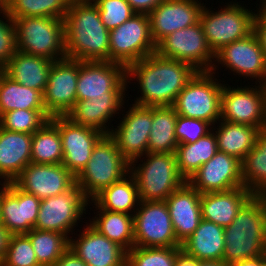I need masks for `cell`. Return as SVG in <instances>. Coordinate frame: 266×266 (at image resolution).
<instances>
[{
	"label": "cell",
	"instance_id": "6da1fadb",
	"mask_svg": "<svg viewBox=\"0 0 266 266\" xmlns=\"http://www.w3.org/2000/svg\"><path fill=\"white\" fill-rule=\"evenodd\" d=\"M197 70L189 63L161 57L156 52L131 64L126 69L128 87L137 81L136 105L145 107L173 106L178 94ZM135 79V80H134Z\"/></svg>",
	"mask_w": 266,
	"mask_h": 266
},
{
	"label": "cell",
	"instance_id": "7a4b0ae2",
	"mask_svg": "<svg viewBox=\"0 0 266 266\" xmlns=\"http://www.w3.org/2000/svg\"><path fill=\"white\" fill-rule=\"evenodd\" d=\"M67 58L109 61V30L93 0H71L64 18Z\"/></svg>",
	"mask_w": 266,
	"mask_h": 266
},
{
	"label": "cell",
	"instance_id": "3957f363",
	"mask_svg": "<svg viewBox=\"0 0 266 266\" xmlns=\"http://www.w3.org/2000/svg\"><path fill=\"white\" fill-rule=\"evenodd\" d=\"M224 239L226 265L266 255V195H253L241 207Z\"/></svg>",
	"mask_w": 266,
	"mask_h": 266
},
{
	"label": "cell",
	"instance_id": "277c9868",
	"mask_svg": "<svg viewBox=\"0 0 266 266\" xmlns=\"http://www.w3.org/2000/svg\"><path fill=\"white\" fill-rule=\"evenodd\" d=\"M142 157L130 163L140 201H165L187 182L179 172L175 153L147 152Z\"/></svg>",
	"mask_w": 266,
	"mask_h": 266
},
{
	"label": "cell",
	"instance_id": "5b68a950",
	"mask_svg": "<svg viewBox=\"0 0 266 266\" xmlns=\"http://www.w3.org/2000/svg\"><path fill=\"white\" fill-rule=\"evenodd\" d=\"M235 1V2H234ZM232 0L219 7L215 12L213 6L209 9L204 5L200 14L199 22L208 45L216 54L224 46L236 40L243 39L254 31V18L257 9L241 5L242 3ZM256 11V12H255Z\"/></svg>",
	"mask_w": 266,
	"mask_h": 266
},
{
	"label": "cell",
	"instance_id": "8992f818",
	"mask_svg": "<svg viewBox=\"0 0 266 266\" xmlns=\"http://www.w3.org/2000/svg\"><path fill=\"white\" fill-rule=\"evenodd\" d=\"M130 172V163L108 134L96 143L87 165L76 176V184L90 201L104 188L121 180Z\"/></svg>",
	"mask_w": 266,
	"mask_h": 266
},
{
	"label": "cell",
	"instance_id": "52a82bcc",
	"mask_svg": "<svg viewBox=\"0 0 266 266\" xmlns=\"http://www.w3.org/2000/svg\"><path fill=\"white\" fill-rule=\"evenodd\" d=\"M14 21L17 51L51 61L67 57L65 24L54 17H21Z\"/></svg>",
	"mask_w": 266,
	"mask_h": 266
},
{
	"label": "cell",
	"instance_id": "ba28073f",
	"mask_svg": "<svg viewBox=\"0 0 266 266\" xmlns=\"http://www.w3.org/2000/svg\"><path fill=\"white\" fill-rule=\"evenodd\" d=\"M219 72L197 71L178 94L173 107L176 114L207 121L212 126L221 118L222 80ZM220 80V81H218Z\"/></svg>",
	"mask_w": 266,
	"mask_h": 266
},
{
	"label": "cell",
	"instance_id": "9c48e42d",
	"mask_svg": "<svg viewBox=\"0 0 266 266\" xmlns=\"http://www.w3.org/2000/svg\"><path fill=\"white\" fill-rule=\"evenodd\" d=\"M156 52L148 14H135L109 32V61L126 69L133 63Z\"/></svg>",
	"mask_w": 266,
	"mask_h": 266
},
{
	"label": "cell",
	"instance_id": "30bf717a",
	"mask_svg": "<svg viewBox=\"0 0 266 266\" xmlns=\"http://www.w3.org/2000/svg\"><path fill=\"white\" fill-rule=\"evenodd\" d=\"M88 202L77 184L62 194L42 199L34 228L62 233L70 238L77 234L73 232L74 228L83 221L82 217L89 209Z\"/></svg>",
	"mask_w": 266,
	"mask_h": 266
},
{
	"label": "cell",
	"instance_id": "8fae6325",
	"mask_svg": "<svg viewBox=\"0 0 266 266\" xmlns=\"http://www.w3.org/2000/svg\"><path fill=\"white\" fill-rule=\"evenodd\" d=\"M126 68L111 61H79L77 101L99 97H126Z\"/></svg>",
	"mask_w": 266,
	"mask_h": 266
},
{
	"label": "cell",
	"instance_id": "7c38bea8",
	"mask_svg": "<svg viewBox=\"0 0 266 266\" xmlns=\"http://www.w3.org/2000/svg\"><path fill=\"white\" fill-rule=\"evenodd\" d=\"M253 84L231 87L223 83L220 120L266 128V85Z\"/></svg>",
	"mask_w": 266,
	"mask_h": 266
},
{
	"label": "cell",
	"instance_id": "4fadbf2b",
	"mask_svg": "<svg viewBox=\"0 0 266 266\" xmlns=\"http://www.w3.org/2000/svg\"><path fill=\"white\" fill-rule=\"evenodd\" d=\"M156 53L189 63L197 71H211L215 62V54L208 45L200 22L164 37L156 45Z\"/></svg>",
	"mask_w": 266,
	"mask_h": 266
},
{
	"label": "cell",
	"instance_id": "5bb4252c",
	"mask_svg": "<svg viewBox=\"0 0 266 266\" xmlns=\"http://www.w3.org/2000/svg\"><path fill=\"white\" fill-rule=\"evenodd\" d=\"M134 246L181 247L165 201H140L133 215Z\"/></svg>",
	"mask_w": 266,
	"mask_h": 266
},
{
	"label": "cell",
	"instance_id": "9a60e30c",
	"mask_svg": "<svg viewBox=\"0 0 266 266\" xmlns=\"http://www.w3.org/2000/svg\"><path fill=\"white\" fill-rule=\"evenodd\" d=\"M220 64L221 67H226L224 71L227 69L229 73H233L234 77L235 75L242 76L244 80L250 77L251 79L247 81L253 82L255 79V84L266 85V60L254 32L219 50L215 54V62L211 71L215 73L219 70Z\"/></svg>",
	"mask_w": 266,
	"mask_h": 266
},
{
	"label": "cell",
	"instance_id": "2e32d148",
	"mask_svg": "<svg viewBox=\"0 0 266 266\" xmlns=\"http://www.w3.org/2000/svg\"><path fill=\"white\" fill-rule=\"evenodd\" d=\"M128 111L122 107L123 115L110 136L115 140L123 157L131 163L145 155L148 150V139L152 128V107L130 104Z\"/></svg>",
	"mask_w": 266,
	"mask_h": 266
},
{
	"label": "cell",
	"instance_id": "e0dca14e",
	"mask_svg": "<svg viewBox=\"0 0 266 266\" xmlns=\"http://www.w3.org/2000/svg\"><path fill=\"white\" fill-rule=\"evenodd\" d=\"M79 60L64 58L53 62L43 93L45 111L50 117L65 116L77 101Z\"/></svg>",
	"mask_w": 266,
	"mask_h": 266
},
{
	"label": "cell",
	"instance_id": "ac0fdd59",
	"mask_svg": "<svg viewBox=\"0 0 266 266\" xmlns=\"http://www.w3.org/2000/svg\"><path fill=\"white\" fill-rule=\"evenodd\" d=\"M0 185V224L10 234L30 232L36 224L41 199L24 192L13 182Z\"/></svg>",
	"mask_w": 266,
	"mask_h": 266
},
{
	"label": "cell",
	"instance_id": "d6986e66",
	"mask_svg": "<svg viewBox=\"0 0 266 266\" xmlns=\"http://www.w3.org/2000/svg\"><path fill=\"white\" fill-rule=\"evenodd\" d=\"M50 121L61 135L62 164L76 177L87 165L96 143L104 134L93 128L72 123L65 116H54Z\"/></svg>",
	"mask_w": 266,
	"mask_h": 266
},
{
	"label": "cell",
	"instance_id": "ffe728a7",
	"mask_svg": "<svg viewBox=\"0 0 266 266\" xmlns=\"http://www.w3.org/2000/svg\"><path fill=\"white\" fill-rule=\"evenodd\" d=\"M13 183L42 200L70 190L76 177L63 164L29 163Z\"/></svg>",
	"mask_w": 266,
	"mask_h": 266
},
{
	"label": "cell",
	"instance_id": "44dd1931",
	"mask_svg": "<svg viewBox=\"0 0 266 266\" xmlns=\"http://www.w3.org/2000/svg\"><path fill=\"white\" fill-rule=\"evenodd\" d=\"M187 182L200 194L244 187L241 161L218 150Z\"/></svg>",
	"mask_w": 266,
	"mask_h": 266
},
{
	"label": "cell",
	"instance_id": "7402d4cb",
	"mask_svg": "<svg viewBox=\"0 0 266 266\" xmlns=\"http://www.w3.org/2000/svg\"><path fill=\"white\" fill-rule=\"evenodd\" d=\"M202 0H163L149 14L152 39L157 45L164 37L199 22Z\"/></svg>",
	"mask_w": 266,
	"mask_h": 266
},
{
	"label": "cell",
	"instance_id": "603a6c76",
	"mask_svg": "<svg viewBox=\"0 0 266 266\" xmlns=\"http://www.w3.org/2000/svg\"><path fill=\"white\" fill-rule=\"evenodd\" d=\"M75 239L69 238V247L88 266H126L127 251L116 242L100 234L89 223ZM86 227V228H85ZM78 236V237H77Z\"/></svg>",
	"mask_w": 266,
	"mask_h": 266
},
{
	"label": "cell",
	"instance_id": "cb8c5ba5",
	"mask_svg": "<svg viewBox=\"0 0 266 266\" xmlns=\"http://www.w3.org/2000/svg\"><path fill=\"white\" fill-rule=\"evenodd\" d=\"M201 194L188 182L168 196V207L177 240L182 244L197 229L202 217Z\"/></svg>",
	"mask_w": 266,
	"mask_h": 266
},
{
	"label": "cell",
	"instance_id": "d4e9b609",
	"mask_svg": "<svg viewBox=\"0 0 266 266\" xmlns=\"http://www.w3.org/2000/svg\"><path fill=\"white\" fill-rule=\"evenodd\" d=\"M126 99L127 97H99L76 101L65 117L72 123L90 127L108 135L114 127L111 124L114 117L116 114L119 115L123 106H126L124 105Z\"/></svg>",
	"mask_w": 266,
	"mask_h": 266
},
{
	"label": "cell",
	"instance_id": "484cf974",
	"mask_svg": "<svg viewBox=\"0 0 266 266\" xmlns=\"http://www.w3.org/2000/svg\"><path fill=\"white\" fill-rule=\"evenodd\" d=\"M32 134L5 130L0 126V184L13 182L31 163Z\"/></svg>",
	"mask_w": 266,
	"mask_h": 266
},
{
	"label": "cell",
	"instance_id": "4316f807",
	"mask_svg": "<svg viewBox=\"0 0 266 266\" xmlns=\"http://www.w3.org/2000/svg\"><path fill=\"white\" fill-rule=\"evenodd\" d=\"M253 195L245 187H237L223 192L202 193L201 217L224 228L230 226L237 212Z\"/></svg>",
	"mask_w": 266,
	"mask_h": 266
},
{
	"label": "cell",
	"instance_id": "83f0119b",
	"mask_svg": "<svg viewBox=\"0 0 266 266\" xmlns=\"http://www.w3.org/2000/svg\"><path fill=\"white\" fill-rule=\"evenodd\" d=\"M225 228L201 219L197 229L181 245L182 250L198 261H222Z\"/></svg>",
	"mask_w": 266,
	"mask_h": 266
},
{
	"label": "cell",
	"instance_id": "f1b7e54d",
	"mask_svg": "<svg viewBox=\"0 0 266 266\" xmlns=\"http://www.w3.org/2000/svg\"><path fill=\"white\" fill-rule=\"evenodd\" d=\"M54 61L17 51L2 71L14 81L44 93Z\"/></svg>",
	"mask_w": 266,
	"mask_h": 266
},
{
	"label": "cell",
	"instance_id": "f546056e",
	"mask_svg": "<svg viewBox=\"0 0 266 266\" xmlns=\"http://www.w3.org/2000/svg\"><path fill=\"white\" fill-rule=\"evenodd\" d=\"M91 204L97 212L92 219L89 218V224L126 251L131 250L134 247L133 215L101 209L93 200L88 202L90 210L93 208Z\"/></svg>",
	"mask_w": 266,
	"mask_h": 266
},
{
	"label": "cell",
	"instance_id": "4dcf8cb0",
	"mask_svg": "<svg viewBox=\"0 0 266 266\" xmlns=\"http://www.w3.org/2000/svg\"><path fill=\"white\" fill-rule=\"evenodd\" d=\"M212 130L216 134L218 150L237 158L241 162L255 146L260 131V129L250 125L225 120H220L217 126H212Z\"/></svg>",
	"mask_w": 266,
	"mask_h": 266
},
{
	"label": "cell",
	"instance_id": "1f68e13d",
	"mask_svg": "<svg viewBox=\"0 0 266 266\" xmlns=\"http://www.w3.org/2000/svg\"><path fill=\"white\" fill-rule=\"evenodd\" d=\"M92 200L101 209L134 215L140 203L134 176L129 172L121 180L104 188Z\"/></svg>",
	"mask_w": 266,
	"mask_h": 266
},
{
	"label": "cell",
	"instance_id": "d6a6232c",
	"mask_svg": "<svg viewBox=\"0 0 266 266\" xmlns=\"http://www.w3.org/2000/svg\"><path fill=\"white\" fill-rule=\"evenodd\" d=\"M45 111L43 93L27 88L0 72V117L11 110Z\"/></svg>",
	"mask_w": 266,
	"mask_h": 266
},
{
	"label": "cell",
	"instance_id": "836d02e7",
	"mask_svg": "<svg viewBox=\"0 0 266 266\" xmlns=\"http://www.w3.org/2000/svg\"><path fill=\"white\" fill-rule=\"evenodd\" d=\"M177 114L173 106L152 107V128L148 139V152L175 153Z\"/></svg>",
	"mask_w": 266,
	"mask_h": 266
},
{
	"label": "cell",
	"instance_id": "e575fe53",
	"mask_svg": "<svg viewBox=\"0 0 266 266\" xmlns=\"http://www.w3.org/2000/svg\"><path fill=\"white\" fill-rule=\"evenodd\" d=\"M217 151L216 134L213 130L194 143L178 144L175 155L179 172L188 181Z\"/></svg>",
	"mask_w": 266,
	"mask_h": 266
},
{
	"label": "cell",
	"instance_id": "d590c367",
	"mask_svg": "<svg viewBox=\"0 0 266 266\" xmlns=\"http://www.w3.org/2000/svg\"><path fill=\"white\" fill-rule=\"evenodd\" d=\"M241 165L244 187L254 195H266V128L260 129Z\"/></svg>",
	"mask_w": 266,
	"mask_h": 266
},
{
	"label": "cell",
	"instance_id": "8d00e7d4",
	"mask_svg": "<svg viewBox=\"0 0 266 266\" xmlns=\"http://www.w3.org/2000/svg\"><path fill=\"white\" fill-rule=\"evenodd\" d=\"M31 163H63L61 135L51 121L32 134Z\"/></svg>",
	"mask_w": 266,
	"mask_h": 266
},
{
	"label": "cell",
	"instance_id": "74e56055",
	"mask_svg": "<svg viewBox=\"0 0 266 266\" xmlns=\"http://www.w3.org/2000/svg\"><path fill=\"white\" fill-rule=\"evenodd\" d=\"M26 235L31 240L40 266H53L69 248V238L62 233L34 228Z\"/></svg>",
	"mask_w": 266,
	"mask_h": 266
},
{
	"label": "cell",
	"instance_id": "f35d334b",
	"mask_svg": "<svg viewBox=\"0 0 266 266\" xmlns=\"http://www.w3.org/2000/svg\"><path fill=\"white\" fill-rule=\"evenodd\" d=\"M71 0H9L6 10L13 20L21 17L66 16Z\"/></svg>",
	"mask_w": 266,
	"mask_h": 266
},
{
	"label": "cell",
	"instance_id": "ab89813d",
	"mask_svg": "<svg viewBox=\"0 0 266 266\" xmlns=\"http://www.w3.org/2000/svg\"><path fill=\"white\" fill-rule=\"evenodd\" d=\"M181 247H137L127 251L126 266H175Z\"/></svg>",
	"mask_w": 266,
	"mask_h": 266
},
{
	"label": "cell",
	"instance_id": "60d3db41",
	"mask_svg": "<svg viewBox=\"0 0 266 266\" xmlns=\"http://www.w3.org/2000/svg\"><path fill=\"white\" fill-rule=\"evenodd\" d=\"M51 117L46 111L11 110L0 117V126L9 131L34 134L41 129Z\"/></svg>",
	"mask_w": 266,
	"mask_h": 266
},
{
	"label": "cell",
	"instance_id": "b9f144b4",
	"mask_svg": "<svg viewBox=\"0 0 266 266\" xmlns=\"http://www.w3.org/2000/svg\"><path fill=\"white\" fill-rule=\"evenodd\" d=\"M0 266H40L31 240L26 234H11Z\"/></svg>",
	"mask_w": 266,
	"mask_h": 266
},
{
	"label": "cell",
	"instance_id": "7bdbcfd3",
	"mask_svg": "<svg viewBox=\"0 0 266 266\" xmlns=\"http://www.w3.org/2000/svg\"><path fill=\"white\" fill-rule=\"evenodd\" d=\"M93 2L98 7L101 21L109 31L136 14L127 0H93Z\"/></svg>",
	"mask_w": 266,
	"mask_h": 266
},
{
	"label": "cell",
	"instance_id": "ee69618b",
	"mask_svg": "<svg viewBox=\"0 0 266 266\" xmlns=\"http://www.w3.org/2000/svg\"><path fill=\"white\" fill-rule=\"evenodd\" d=\"M212 131V125L201 119L177 115L175 136L178 144L194 143Z\"/></svg>",
	"mask_w": 266,
	"mask_h": 266
},
{
	"label": "cell",
	"instance_id": "f6af8a7d",
	"mask_svg": "<svg viewBox=\"0 0 266 266\" xmlns=\"http://www.w3.org/2000/svg\"><path fill=\"white\" fill-rule=\"evenodd\" d=\"M0 17V69L2 70L17 52V38L15 24L9 12L0 9Z\"/></svg>",
	"mask_w": 266,
	"mask_h": 266
},
{
	"label": "cell",
	"instance_id": "bcb514c9",
	"mask_svg": "<svg viewBox=\"0 0 266 266\" xmlns=\"http://www.w3.org/2000/svg\"><path fill=\"white\" fill-rule=\"evenodd\" d=\"M175 266H228L223 261H198L181 250L175 260Z\"/></svg>",
	"mask_w": 266,
	"mask_h": 266
},
{
	"label": "cell",
	"instance_id": "7dc6e473",
	"mask_svg": "<svg viewBox=\"0 0 266 266\" xmlns=\"http://www.w3.org/2000/svg\"><path fill=\"white\" fill-rule=\"evenodd\" d=\"M266 60V14L257 11L254 18V31Z\"/></svg>",
	"mask_w": 266,
	"mask_h": 266
},
{
	"label": "cell",
	"instance_id": "c3c4849f",
	"mask_svg": "<svg viewBox=\"0 0 266 266\" xmlns=\"http://www.w3.org/2000/svg\"><path fill=\"white\" fill-rule=\"evenodd\" d=\"M163 0H127L137 14H149Z\"/></svg>",
	"mask_w": 266,
	"mask_h": 266
},
{
	"label": "cell",
	"instance_id": "681fc988",
	"mask_svg": "<svg viewBox=\"0 0 266 266\" xmlns=\"http://www.w3.org/2000/svg\"><path fill=\"white\" fill-rule=\"evenodd\" d=\"M53 266H88L69 247L64 254L53 264Z\"/></svg>",
	"mask_w": 266,
	"mask_h": 266
},
{
	"label": "cell",
	"instance_id": "f907efd6",
	"mask_svg": "<svg viewBox=\"0 0 266 266\" xmlns=\"http://www.w3.org/2000/svg\"><path fill=\"white\" fill-rule=\"evenodd\" d=\"M10 235L6 228L0 224V264L5 258Z\"/></svg>",
	"mask_w": 266,
	"mask_h": 266
},
{
	"label": "cell",
	"instance_id": "816d5d0a",
	"mask_svg": "<svg viewBox=\"0 0 266 266\" xmlns=\"http://www.w3.org/2000/svg\"><path fill=\"white\" fill-rule=\"evenodd\" d=\"M228 266H266V255L233 262Z\"/></svg>",
	"mask_w": 266,
	"mask_h": 266
},
{
	"label": "cell",
	"instance_id": "f5cc1de1",
	"mask_svg": "<svg viewBox=\"0 0 266 266\" xmlns=\"http://www.w3.org/2000/svg\"><path fill=\"white\" fill-rule=\"evenodd\" d=\"M259 3H261V4H258L259 8H257V11H259V12H261L263 14H266V0H260Z\"/></svg>",
	"mask_w": 266,
	"mask_h": 266
},
{
	"label": "cell",
	"instance_id": "db71d44e",
	"mask_svg": "<svg viewBox=\"0 0 266 266\" xmlns=\"http://www.w3.org/2000/svg\"><path fill=\"white\" fill-rule=\"evenodd\" d=\"M9 0H0V9H6L8 6Z\"/></svg>",
	"mask_w": 266,
	"mask_h": 266
}]
</instances>
